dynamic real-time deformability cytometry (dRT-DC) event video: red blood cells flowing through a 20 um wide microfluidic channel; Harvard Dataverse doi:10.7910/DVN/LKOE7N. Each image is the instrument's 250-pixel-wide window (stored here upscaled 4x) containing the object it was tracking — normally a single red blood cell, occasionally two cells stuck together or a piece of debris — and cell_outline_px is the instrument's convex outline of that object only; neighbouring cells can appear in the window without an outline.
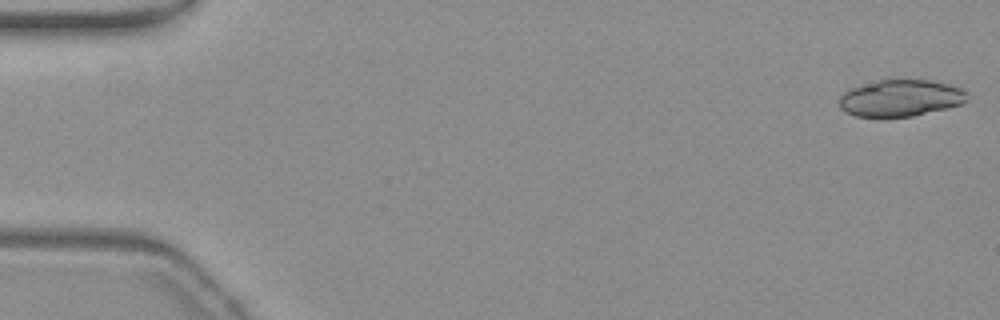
{"species": "common noctule bat (a hibernating species)", "species_latin": "Nyctalus noctula", "temperature_condition": "warm", "stored_images_in_passage": 14, "camera_frame_rate_fps": 3000, "um_per_image_px": 0.085, "animal": {"sex": "female", "body_mass_g": 19.3, "forearm_length_mm": 54.1}, "frame": {"image": 1, "passage_image": 1, "time_ms": 0.0, "image_size_px": [1000, 320], "cell_outline_px": [[968, 100], [960, 104], [912, 116], [856, 116], [844, 112], [840, 108], [840, 96], [844, 92], [852, 88], [888, 76], [928, 80], [948, 84], [960, 88], [968, 92]], "centroid_in_image_um": [76.53, 8.28], "position_along_channel_um": 8.5, "area_um2": 27.74}}